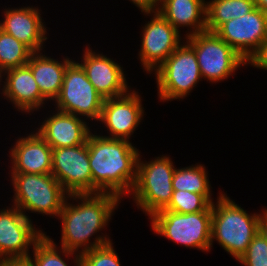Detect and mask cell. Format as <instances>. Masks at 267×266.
<instances>
[{
    "label": "cell",
    "mask_w": 267,
    "mask_h": 266,
    "mask_svg": "<svg viewBox=\"0 0 267 266\" xmlns=\"http://www.w3.org/2000/svg\"><path fill=\"white\" fill-rule=\"evenodd\" d=\"M68 200H76L78 204H70ZM120 203L121 199L111 193L68 194L58 216L62 224L60 246L81 254L112 242L106 233L101 236L99 232L108 226Z\"/></svg>",
    "instance_id": "obj_1"
},
{
    "label": "cell",
    "mask_w": 267,
    "mask_h": 266,
    "mask_svg": "<svg viewBox=\"0 0 267 266\" xmlns=\"http://www.w3.org/2000/svg\"><path fill=\"white\" fill-rule=\"evenodd\" d=\"M95 134L87 138L93 193H111L122 200L135 185L140 152L128 140Z\"/></svg>",
    "instance_id": "obj_2"
},
{
    "label": "cell",
    "mask_w": 267,
    "mask_h": 266,
    "mask_svg": "<svg viewBox=\"0 0 267 266\" xmlns=\"http://www.w3.org/2000/svg\"><path fill=\"white\" fill-rule=\"evenodd\" d=\"M212 203L211 248L213 241L238 260L259 231L263 212L248 214L222 191Z\"/></svg>",
    "instance_id": "obj_3"
},
{
    "label": "cell",
    "mask_w": 267,
    "mask_h": 266,
    "mask_svg": "<svg viewBox=\"0 0 267 266\" xmlns=\"http://www.w3.org/2000/svg\"><path fill=\"white\" fill-rule=\"evenodd\" d=\"M139 154L137 163V179L130 194L138 209L152 217L164 210L173 194L172 179L175 166L169 156L160 155L147 162L142 161Z\"/></svg>",
    "instance_id": "obj_4"
},
{
    "label": "cell",
    "mask_w": 267,
    "mask_h": 266,
    "mask_svg": "<svg viewBox=\"0 0 267 266\" xmlns=\"http://www.w3.org/2000/svg\"><path fill=\"white\" fill-rule=\"evenodd\" d=\"M13 205L31 213L58 217L68 193L52 174L11 173Z\"/></svg>",
    "instance_id": "obj_5"
},
{
    "label": "cell",
    "mask_w": 267,
    "mask_h": 266,
    "mask_svg": "<svg viewBox=\"0 0 267 266\" xmlns=\"http://www.w3.org/2000/svg\"><path fill=\"white\" fill-rule=\"evenodd\" d=\"M148 219L151 221V229L157 235L187 248H196L202 252L211 250L212 211L181 214L161 210Z\"/></svg>",
    "instance_id": "obj_6"
},
{
    "label": "cell",
    "mask_w": 267,
    "mask_h": 266,
    "mask_svg": "<svg viewBox=\"0 0 267 266\" xmlns=\"http://www.w3.org/2000/svg\"><path fill=\"white\" fill-rule=\"evenodd\" d=\"M183 44L154 71L158 98L163 102L185 98L202 80L195 51L185 40Z\"/></svg>",
    "instance_id": "obj_7"
},
{
    "label": "cell",
    "mask_w": 267,
    "mask_h": 266,
    "mask_svg": "<svg viewBox=\"0 0 267 266\" xmlns=\"http://www.w3.org/2000/svg\"><path fill=\"white\" fill-rule=\"evenodd\" d=\"M184 39L195 51L201 76L209 83L227 80L239 67L247 65V61L215 32L206 30Z\"/></svg>",
    "instance_id": "obj_8"
},
{
    "label": "cell",
    "mask_w": 267,
    "mask_h": 266,
    "mask_svg": "<svg viewBox=\"0 0 267 266\" xmlns=\"http://www.w3.org/2000/svg\"><path fill=\"white\" fill-rule=\"evenodd\" d=\"M54 101L58 111L99 121L104 98L88 80L78 61L73 60L65 70L60 94Z\"/></svg>",
    "instance_id": "obj_9"
},
{
    "label": "cell",
    "mask_w": 267,
    "mask_h": 266,
    "mask_svg": "<svg viewBox=\"0 0 267 266\" xmlns=\"http://www.w3.org/2000/svg\"><path fill=\"white\" fill-rule=\"evenodd\" d=\"M44 234L17 207L0 209V262L26 261L30 247Z\"/></svg>",
    "instance_id": "obj_10"
},
{
    "label": "cell",
    "mask_w": 267,
    "mask_h": 266,
    "mask_svg": "<svg viewBox=\"0 0 267 266\" xmlns=\"http://www.w3.org/2000/svg\"><path fill=\"white\" fill-rule=\"evenodd\" d=\"M68 194L93 193L88 144L52 149V173Z\"/></svg>",
    "instance_id": "obj_11"
},
{
    "label": "cell",
    "mask_w": 267,
    "mask_h": 266,
    "mask_svg": "<svg viewBox=\"0 0 267 266\" xmlns=\"http://www.w3.org/2000/svg\"><path fill=\"white\" fill-rule=\"evenodd\" d=\"M152 16L143 25L142 40L138 53L140 63L146 73L154 72L184 40L177 31L159 12L145 13ZM182 41V42H181Z\"/></svg>",
    "instance_id": "obj_12"
},
{
    "label": "cell",
    "mask_w": 267,
    "mask_h": 266,
    "mask_svg": "<svg viewBox=\"0 0 267 266\" xmlns=\"http://www.w3.org/2000/svg\"><path fill=\"white\" fill-rule=\"evenodd\" d=\"M215 33L247 61L267 39V13L255 7L223 23Z\"/></svg>",
    "instance_id": "obj_13"
},
{
    "label": "cell",
    "mask_w": 267,
    "mask_h": 266,
    "mask_svg": "<svg viewBox=\"0 0 267 266\" xmlns=\"http://www.w3.org/2000/svg\"><path fill=\"white\" fill-rule=\"evenodd\" d=\"M140 96L130 89L124 95L104 99L99 120L109 131V135L104 137L130 141L144 116Z\"/></svg>",
    "instance_id": "obj_14"
},
{
    "label": "cell",
    "mask_w": 267,
    "mask_h": 266,
    "mask_svg": "<svg viewBox=\"0 0 267 266\" xmlns=\"http://www.w3.org/2000/svg\"><path fill=\"white\" fill-rule=\"evenodd\" d=\"M87 46L83 50L81 63H78L85 70L96 91L104 99L126 94L131 86H128L123 67L103 53L90 49L89 44Z\"/></svg>",
    "instance_id": "obj_15"
},
{
    "label": "cell",
    "mask_w": 267,
    "mask_h": 266,
    "mask_svg": "<svg viewBox=\"0 0 267 266\" xmlns=\"http://www.w3.org/2000/svg\"><path fill=\"white\" fill-rule=\"evenodd\" d=\"M40 10L33 6L4 9L0 29L26 45L32 52H40L48 38Z\"/></svg>",
    "instance_id": "obj_16"
},
{
    "label": "cell",
    "mask_w": 267,
    "mask_h": 266,
    "mask_svg": "<svg viewBox=\"0 0 267 266\" xmlns=\"http://www.w3.org/2000/svg\"><path fill=\"white\" fill-rule=\"evenodd\" d=\"M6 76V77H5ZM4 77V78H3ZM2 78L5 81H2ZM3 82L2 96L13 103L20 112L33 113L39 111L47 99L41 94L39 87L33 77L30 67L26 64L11 68L0 75V83ZM2 83L0 84V86Z\"/></svg>",
    "instance_id": "obj_17"
},
{
    "label": "cell",
    "mask_w": 267,
    "mask_h": 266,
    "mask_svg": "<svg viewBox=\"0 0 267 266\" xmlns=\"http://www.w3.org/2000/svg\"><path fill=\"white\" fill-rule=\"evenodd\" d=\"M35 132V133H34ZM16 140L9 150L11 173H52V148L36 129ZM33 133V134H32Z\"/></svg>",
    "instance_id": "obj_18"
},
{
    "label": "cell",
    "mask_w": 267,
    "mask_h": 266,
    "mask_svg": "<svg viewBox=\"0 0 267 266\" xmlns=\"http://www.w3.org/2000/svg\"><path fill=\"white\" fill-rule=\"evenodd\" d=\"M55 111L57 112L48 115L37 128L38 134L52 149L84 144L91 132L86 120L73 114Z\"/></svg>",
    "instance_id": "obj_19"
},
{
    "label": "cell",
    "mask_w": 267,
    "mask_h": 266,
    "mask_svg": "<svg viewBox=\"0 0 267 266\" xmlns=\"http://www.w3.org/2000/svg\"><path fill=\"white\" fill-rule=\"evenodd\" d=\"M205 0H160L158 12L177 30L188 27L185 37L206 31Z\"/></svg>",
    "instance_id": "obj_20"
},
{
    "label": "cell",
    "mask_w": 267,
    "mask_h": 266,
    "mask_svg": "<svg viewBox=\"0 0 267 266\" xmlns=\"http://www.w3.org/2000/svg\"><path fill=\"white\" fill-rule=\"evenodd\" d=\"M73 60L68 56L58 61L40 52H33L27 62L41 94L51 102L59 96L67 66Z\"/></svg>",
    "instance_id": "obj_21"
},
{
    "label": "cell",
    "mask_w": 267,
    "mask_h": 266,
    "mask_svg": "<svg viewBox=\"0 0 267 266\" xmlns=\"http://www.w3.org/2000/svg\"><path fill=\"white\" fill-rule=\"evenodd\" d=\"M254 8V0H210L206 2V30L215 32L223 23L243 17Z\"/></svg>",
    "instance_id": "obj_22"
},
{
    "label": "cell",
    "mask_w": 267,
    "mask_h": 266,
    "mask_svg": "<svg viewBox=\"0 0 267 266\" xmlns=\"http://www.w3.org/2000/svg\"><path fill=\"white\" fill-rule=\"evenodd\" d=\"M48 235L44 234L33 246V257L30 255L26 260L31 266H68L69 257L73 258L75 266H81L80 254L65 248H60ZM63 258H62V257ZM67 258L64 260V258Z\"/></svg>",
    "instance_id": "obj_23"
},
{
    "label": "cell",
    "mask_w": 267,
    "mask_h": 266,
    "mask_svg": "<svg viewBox=\"0 0 267 266\" xmlns=\"http://www.w3.org/2000/svg\"><path fill=\"white\" fill-rule=\"evenodd\" d=\"M172 186L173 190L212 194L208 172L201 163L180 169L175 168Z\"/></svg>",
    "instance_id": "obj_24"
},
{
    "label": "cell",
    "mask_w": 267,
    "mask_h": 266,
    "mask_svg": "<svg viewBox=\"0 0 267 266\" xmlns=\"http://www.w3.org/2000/svg\"><path fill=\"white\" fill-rule=\"evenodd\" d=\"M32 53L26 45L0 29V75L8 69L26 65Z\"/></svg>",
    "instance_id": "obj_25"
},
{
    "label": "cell",
    "mask_w": 267,
    "mask_h": 266,
    "mask_svg": "<svg viewBox=\"0 0 267 266\" xmlns=\"http://www.w3.org/2000/svg\"><path fill=\"white\" fill-rule=\"evenodd\" d=\"M212 194H198L189 191L174 190L169 205L164 210L181 214L212 211Z\"/></svg>",
    "instance_id": "obj_26"
},
{
    "label": "cell",
    "mask_w": 267,
    "mask_h": 266,
    "mask_svg": "<svg viewBox=\"0 0 267 266\" xmlns=\"http://www.w3.org/2000/svg\"><path fill=\"white\" fill-rule=\"evenodd\" d=\"M80 259L81 266H121L112 242L81 253Z\"/></svg>",
    "instance_id": "obj_27"
},
{
    "label": "cell",
    "mask_w": 267,
    "mask_h": 266,
    "mask_svg": "<svg viewBox=\"0 0 267 266\" xmlns=\"http://www.w3.org/2000/svg\"><path fill=\"white\" fill-rule=\"evenodd\" d=\"M237 261L244 266H267V242L259 231Z\"/></svg>",
    "instance_id": "obj_28"
},
{
    "label": "cell",
    "mask_w": 267,
    "mask_h": 266,
    "mask_svg": "<svg viewBox=\"0 0 267 266\" xmlns=\"http://www.w3.org/2000/svg\"><path fill=\"white\" fill-rule=\"evenodd\" d=\"M247 64L257 69L267 70V39L255 53L247 60Z\"/></svg>",
    "instance_id": "obj_29"
},
{
    "label": "cell",
    "mask_w": 267,
    "mask_h": 266,
    "mask_svg": "<svg viewBox=\"0 0 267 266\" xmlns=\"http://www.w3.org/2000/svg\"><path fill=\"white\" fill-rule=\"evenodd\" d=\"M129 1H131L144 14L158 12V8L160 5V0H129Z\"/></svg>",
    "instance_id": "obj_30"
},
{
    "label": "cell",
    "mask_w": 267,
    "mask_h": 266,
    "mask_svg": "<svg viewBox=\"0 0 267 266\" xmlns=\"http://www.w3.org/2000/svg\"><path fill=\"white\" fill-rule=\"evenodd\" d=\"M259 232L265 238L267 242V209L263 212L259 222Z\"/></svg>",
    "instance_id": "obj_31"
},
{
    "label": "cell",
    "mask_w": 267,
    "mask_h": 266,
    "mask_svg": "<svg viewBox=\"0 0 267 266\" xmlns=\"http://www.w3.org/2000/svg\"><path fill=\"white\" fill-rule=\"evenodd\" d=\"M0 266H31L27 261H3Z\"/></svg>",
    "instance_id": "obj_32"
},
{
    "label": "cell",
    "mask_w": 267,
    "mask_h": 266,
    "mask_svg": "<svg viewBox=\"0 0 267 266\" xmlns=\"http://www.w3.org/2000/svg\"><path fill=\"white\" fill-rule=\"evenodd\" d=\"M255 7L267 13V0H254Z\"/></svg>",
    "instance_id": "obj_33"
}]
</instances>
